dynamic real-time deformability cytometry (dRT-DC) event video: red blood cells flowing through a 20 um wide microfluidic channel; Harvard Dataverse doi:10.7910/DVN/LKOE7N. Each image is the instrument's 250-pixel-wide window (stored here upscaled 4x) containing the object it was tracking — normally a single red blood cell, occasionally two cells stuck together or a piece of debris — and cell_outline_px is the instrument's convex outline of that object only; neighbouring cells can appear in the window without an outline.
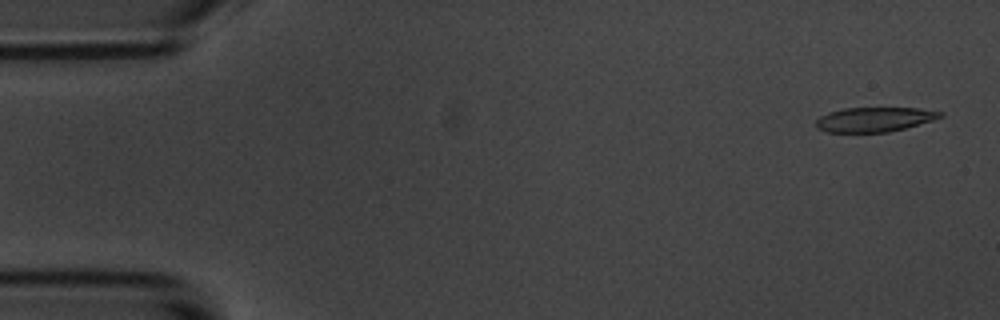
{"species": "common noctule bat (a hibernating species)", "species_latin": "Nyctalus noctula", "temperature_condition": "room temperature", "stored_images_in_passage": 56, "camera_frame_rate_fps": 3000, "um_per_image_px": 0.085, "animal": {"sex": "male", "body_mass_g": 20.1, "forearm_length_mm": 53.5}, "frame": {"image": 1, "passage_image": 2, "time_ms": 0.333, "image_size_px": [1000, 320], "cell_outline_px": [[944, 116], [932, 120], [904, 128], [888, 132], [828, 132], [816, 128], [816, 120], [820, 116], [828, 112], [844, 108], [920, 108], [944, 112]], "centroid_in_image_um": [74.32, 10.14], "position_along_channel_um": 10.7, "area_um2": 17.74}}
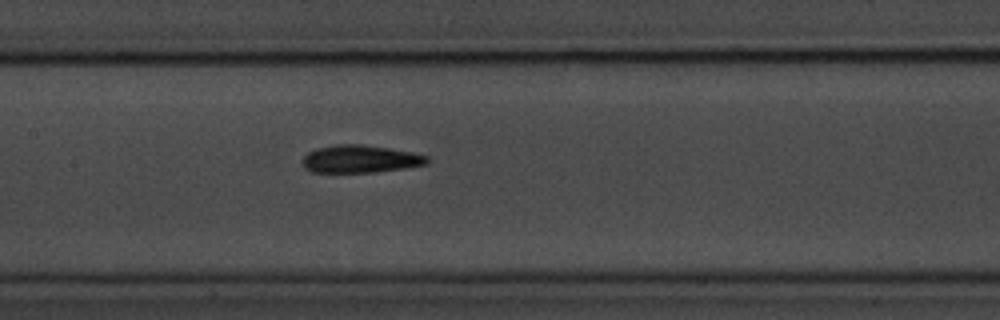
{"frame": {"image": 2, "passage_image": 26, "time_ms": 8.333, "image_size_px": [1000, 320], "cell_outline_px": [[428, 164], [404, 168], [372, 172], [312, 172], [304, 168], [304, 156], [308, 152], [316, 148], [336, 144], [360, 144], [388, 148], [412, 152], [428, 156]], "centroid_in_image_um": [30.62, 13.51], "position_along_channel_um": 176.8, "area_um2": 19.94}}
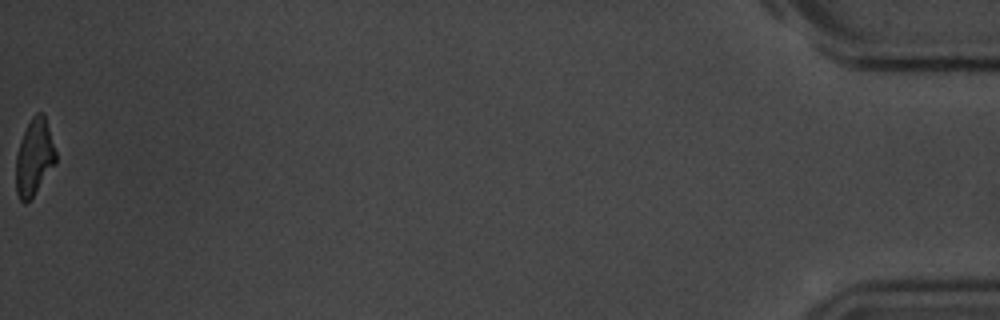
{"frame": {"image": 3, "passage_image": 56, "time_ms": 18.333, "image_size_px": [1000, 320], "cell_outline_px": [[56, 164], [32, 196], [24, 204], [20, 200], [16, 192], [16, 156], [20, 140], [32, 116], [36, 112], [44, 112], [56, 152]], "centroid_in_image_um": [2.91, 13.35], "position_along_channel_um": 432.3, "area_um2": 17.69}, "authors_computed_cell_mechanics": {"area_um2": 19.652, "velocity_mm_per_s": 3.5673, "shape_relaxation_time_tau1_ms": 3.0141, "shape_relaxation_time_tau2_ms": 6.4811, "deformation_change_tau1": 0.121, "deformation_change_tau2": 0.1407}}